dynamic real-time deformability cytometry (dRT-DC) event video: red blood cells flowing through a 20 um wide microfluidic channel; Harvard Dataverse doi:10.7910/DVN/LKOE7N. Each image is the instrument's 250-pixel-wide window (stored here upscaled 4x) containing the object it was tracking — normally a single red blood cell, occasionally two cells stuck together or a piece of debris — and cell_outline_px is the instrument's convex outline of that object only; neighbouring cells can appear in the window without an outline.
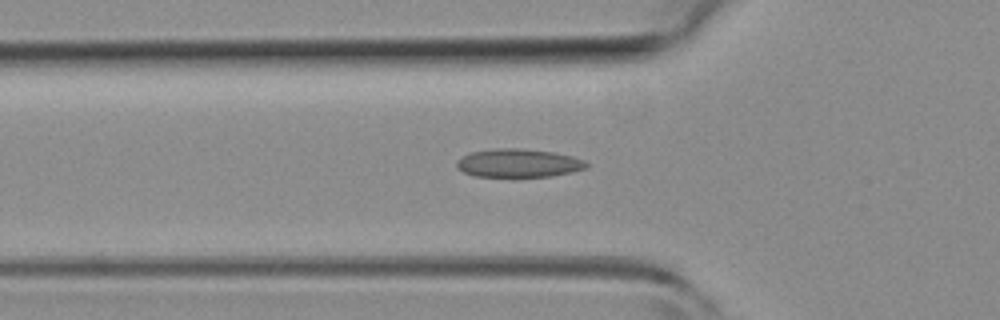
{"species": "common noctule bat (a hibernating species)", "species_latin": "Nyctalus noctula", "temperature_condition": "room temperature", "stored_images_in_passage": 35, "camera_frame_rate_fps": 3000, "um_per_image_px": 0.085, "animal": {"sex": "female", "body_mass_g": 19.3, "forearm_length_mm": 54.1}, "frame": {"image": 1, "passage_image": 4, "time_ms": 1.0, "image_size_px": [1000, 320], "cell_outline_px": [[588, 168], [572, 172], [548, 176], [512, 180], [476, 176], [464, 172], [456, 168], [456, 160], [472, 152], [496, 148], [520, 148], [552, 152], [572, 156], [584, 160], [588, 164]], "centroid_in_image_um": [44.05, 13.91], "position_along_channel_um": 81.8, "area_um2": 22.31}}
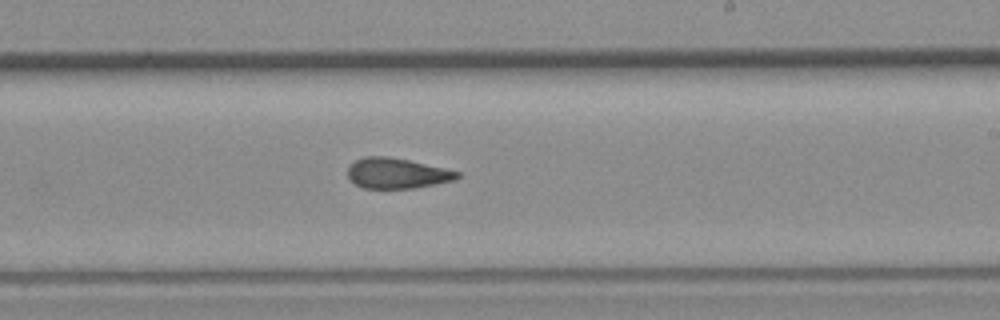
{"frame": {"image": 2, "passage_image": 16, "time_ms": 5.0, "image_size_px": [1000, 320], "cell_outline_px": [[460, 176], [452, 180], [412, 188], [364, 188], [356, 184], [348, 176], [348, 168], [356, 160], [364, 156], [388, 156], [408, 160], [444, 168], [460, 172]], "centroid_in_image_um": [33.71, 14.72], "position_along_channel_um": 255.3, "area_um2": 19.02}}
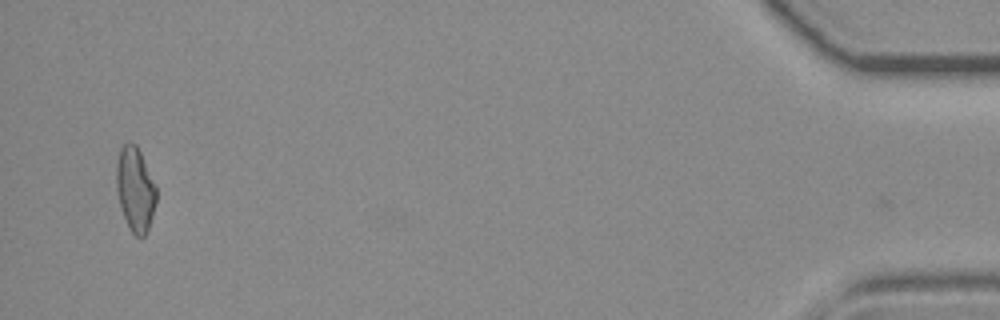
{"frame": {"image": 3, "passage_image": 34, "time_ms": 11.0, "image_size_px": [1000, 320], "cell_outline_px": [[156, 204], [148, 228], [144, 236], [136, 236], [128, 228], [116, 192], [116, 164], [120, 148], [124, 144], [136, 144], [156, 184]], "centroid_in_image_um": [11.49, 16.09], "position_along_channel_um": 423.7, "area_um2": 19.54}, "authors_computed_cell_mechanics": {"area_um2": 19.7676, "velocity_mm_per_s": 4.3294, "shape_relaxation_time_tau1_ms": null, "shape_relaxation_time_tau2_ms": 2.3181, "deformation_change_tau1": null, "deformation_change_tau2": 0.0955}}